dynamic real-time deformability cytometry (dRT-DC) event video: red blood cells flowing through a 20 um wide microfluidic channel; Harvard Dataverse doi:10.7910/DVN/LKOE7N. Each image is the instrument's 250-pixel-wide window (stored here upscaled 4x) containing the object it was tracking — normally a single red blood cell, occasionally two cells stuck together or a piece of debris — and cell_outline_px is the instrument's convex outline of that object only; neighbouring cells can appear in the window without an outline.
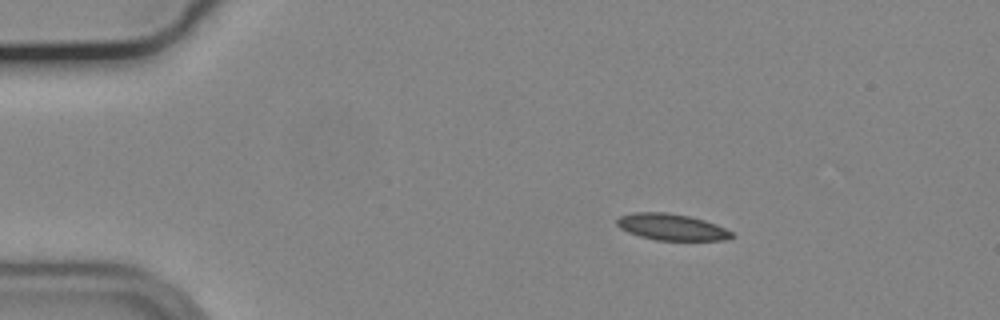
{"species": "common noctule bat (a hibernating species)", "species_latin": "Nyctalus noctula", "temperature_condition": "cold", "stored_images_in_passage": 47, "camera_frame_rate_fps": 3000, "um_per_image_px": 0.085, "animal": {"sex": "male", "body_mass_g": 19.2, "forearm_length_mm": 51.8}, "frame": {"image": 1, "passage_image": 1, "time_ms": 0.0, "image_size_px": [1000, 320], "cell_outline_px": [[736, 236], [724, 240], [656, 240], [640, 236], [628, 232], [620, 228], [616, 224], [616, 220], [620, 216], [632, 212], [664, 212], [688, 216], [704, 220], [716, 224], [732, 232]], "centroid_in_image_um": [57.07, 19.3], "position_along_channel_um": 27.9, "area_um2": 17.63}}
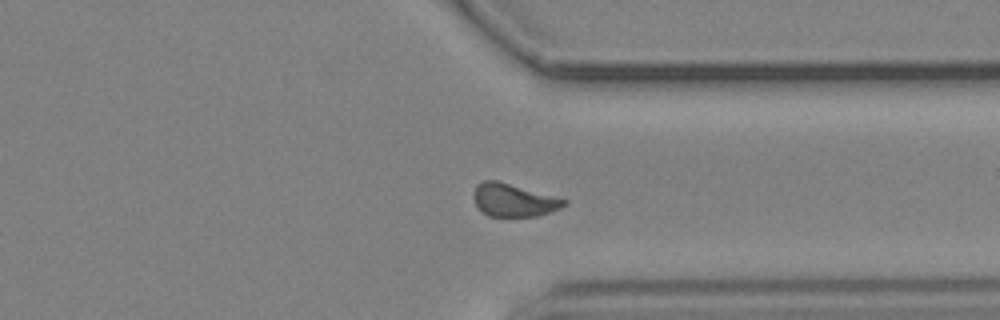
{"frame": {"image": 2, "passage_image": 34, "time_ms": 11.0, "image_size_px": [1000, 320], "cell_outline_px": [[568, 204], [560, 208], [536, 216], [488, 216], [480, 212], [476, 208], [472, 196], [476, 184], [484, 180], [496, 180], [556, 196], [568, 200]], "centroid_in_image_um": [43.62, 17.01], "position_along_channel_um": 367.8, "area_um2": 17.57}}
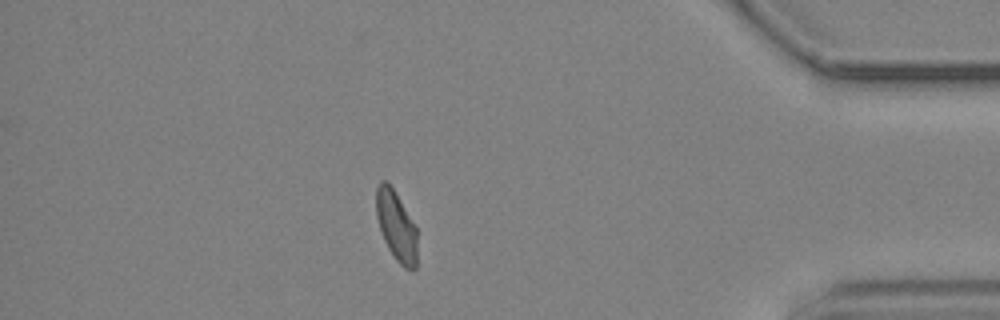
{"frame": {"image": 3, "passage_image": 40, "time_ms": 13.0, "image_size_px": [1000, 320], "cell_outline_px": [[416, 268], [412, 272], [404, 268], [396, 260], [388, 248], [384, 240], [376, 216], [376, 188], [380, 180], [384, 180], [392, 188], [416, 228]], "centroid_in_image_um": [33.67, 19.25], "position_along_channel_um": 401.5, "area_um2": 16.36}, "authors_computed_cell_mechanics": {"area_um2": 17.629, "velocity_mm_per_s": 3.6887, "shape_relaxation_time_tau1_ms": null, "shape_relaxation_time_tau2_ms": 2.774, "deformation_change_tau1": null, "deformation_change_tau2": 0.0673}}